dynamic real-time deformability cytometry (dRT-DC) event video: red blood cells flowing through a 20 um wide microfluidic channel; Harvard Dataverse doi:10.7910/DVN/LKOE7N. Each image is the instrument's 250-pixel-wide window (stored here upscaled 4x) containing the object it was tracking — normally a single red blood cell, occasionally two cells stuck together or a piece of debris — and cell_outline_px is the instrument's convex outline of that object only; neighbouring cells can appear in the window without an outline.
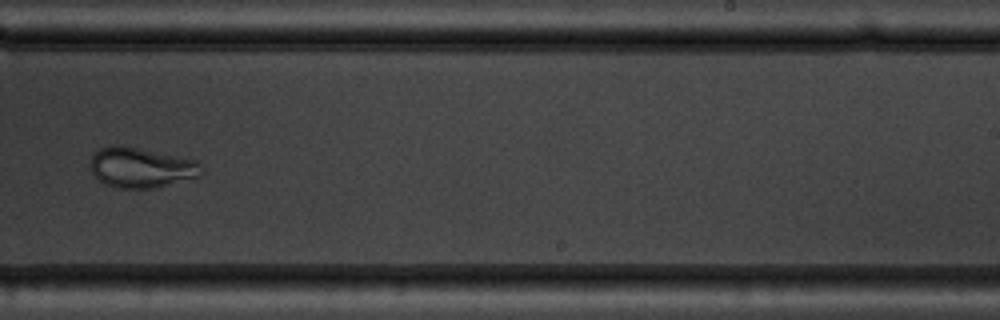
{"species": "common noctule bat (a hibernating species)", "species_latin": "Nyctalus noctula", "temperature_condition": "warm", "stored_images_in_passage": 8, "camera_frame_rate_fps": 3000, "um_per_image_px": 0.085, "animal": {"sex": "male", "body_mass_g": 19.5, "forearm_length_mm": 54.6}, "frame": {"image": 1, "passage_image": 8, "time_ms": 8.0, "image_size_px": [1000, 320], "cell_outline_px": [[200, 176], [156, 188], [116, 188], [104, 184], [92, 172], [92, 156], [100, 148], [112, 144], [120, 144], [140, 148], [196, 160], [200, 164]], "centroid_in_image_um": [11.98, 14.24], "position_along_channel_um": 277.0, "area_um2": 25.89}}